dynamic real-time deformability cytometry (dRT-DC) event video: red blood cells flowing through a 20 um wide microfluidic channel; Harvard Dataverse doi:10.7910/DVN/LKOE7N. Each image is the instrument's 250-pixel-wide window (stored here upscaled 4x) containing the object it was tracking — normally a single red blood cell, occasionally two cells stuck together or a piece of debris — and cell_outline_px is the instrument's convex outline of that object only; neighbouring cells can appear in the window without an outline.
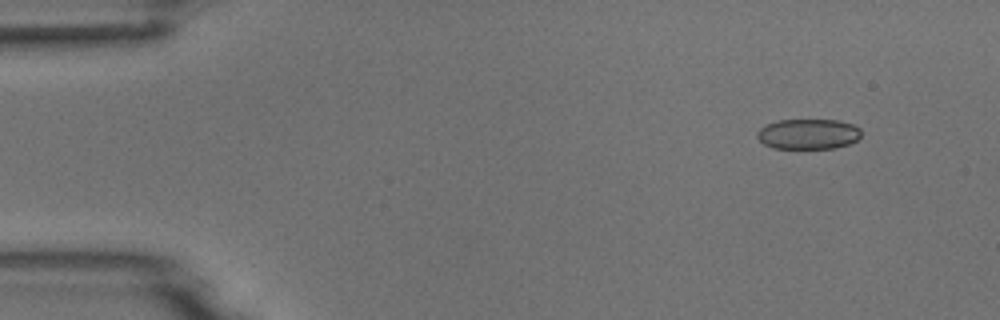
{"species": "common noctule bat (a hibernating species)", "species_latin": "Nyctalus noctula", "temperature_condition": "room temperature", "stored_images_in_passage": 5, "camera_frame_rate_fps": 3000, "um_per_image_px": 0.085, "animal": {"sex": "male", "body_mass_g": 18.8}, "frame": {"image": 1, "passage_image": 2, "time_ms": 1.0, "image_size_px": [1000, 320], "cell_outline_px": [[860, 136], [856, 140], [848, 144], [836, 148], [772, 148], [764, 144], [756, 136], [756, 132], [760, 128], [768, 124], [780, 120], [836, 120], [852, 124], [860, 128]], "centroid_in_image_um": [68.69, 11.39], "position_along_channel_um": 16.3, "area_um2": 18.26}}
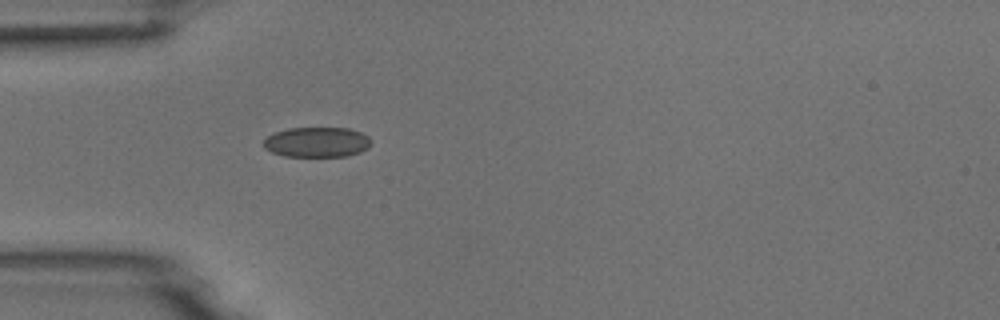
{"frame": {"image": 2, "passage_image": 5, "time_ms": 4.667, "image_size_px": [1000, 320], "cell_outline_px": [[372, 144], [368, 148], [360, 152], [348, 156], [284, 156], [272, 152], [264, 148], [264, 140], [268, 136], [276, 132], [288, 128], [348, 128], [360, 132], [368, 136], [372, 140]], "centroid_in_image_um": [26.97, 12.08], "position_along_channel_um": 58.0, "area_um2": 18.9}}